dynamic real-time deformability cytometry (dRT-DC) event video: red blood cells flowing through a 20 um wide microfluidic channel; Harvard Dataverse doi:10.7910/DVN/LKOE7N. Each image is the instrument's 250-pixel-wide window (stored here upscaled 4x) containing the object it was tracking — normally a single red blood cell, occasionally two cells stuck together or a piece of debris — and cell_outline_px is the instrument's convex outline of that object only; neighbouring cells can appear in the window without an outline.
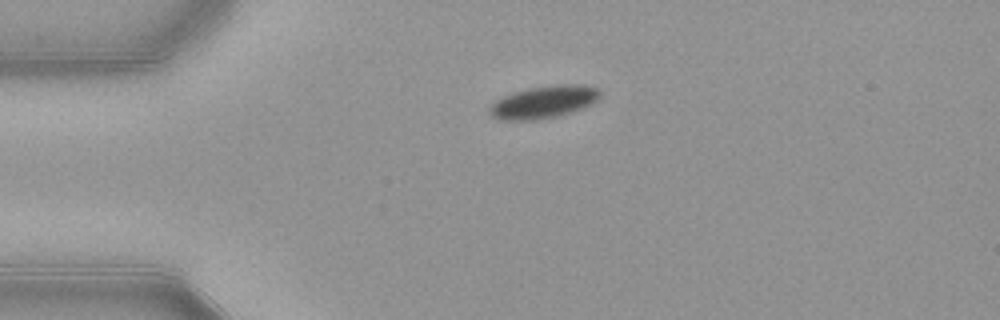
{"species": "common noctule bat (a hibernating species)", "species_latin": "Nyctalus noctula", "temperature_condition": "warm", "stored_images_in_passage": 42, "camera_frame_rate_fps": 3000, "um_per_image_px": 0.085, "animal": {"sex": "female", "body_mass_g": 21.9}, "frame": {"image": 1, "passage_image": 1, "time_ms": 0.0, "image_size_px": [1000, 320], "cell_outline_px": [[600, 96], [596, 100], [580, 108], [556, 116], [536, 120], [500, 120], [492, 116], [488, 112], [488, 108], [496, 100], [512, 92], [528, 88], [552, 84], [584, 84], [600, 88]], "centroid_in_image_um": [46.18, 8.65], "position_along_channel_um": 38.8, "area_um2": 20.87}}
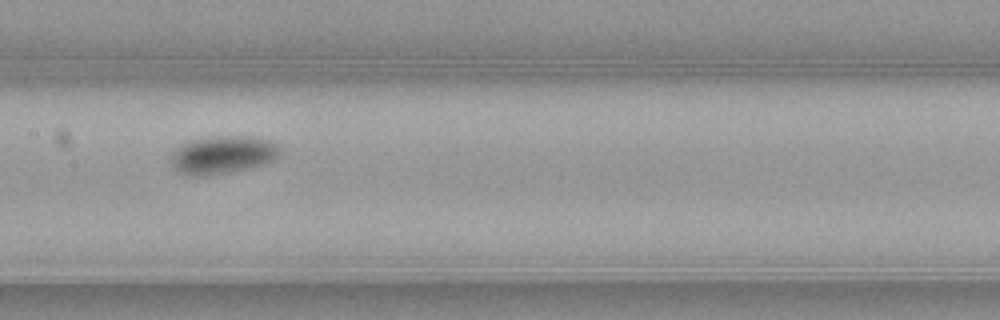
{"frame": {"image": 2, "passage_image": 15, "time_ms": 4.667, "image_size_px": [1000, 320], "cell_outline_px": [[280, 152], [272, 160], [260, 164], [244, 168], [224, 172], [192, 176], [180, 172], [172, 168], [168, 160], [172, 152], [180, 144], [188, 140], [208, 136], [252, 136], [272, 140], [280, 148]], "centroid_in_image_um": [18.84, 13.11], "position_along_channel_um": 188.6, "area_um2": 23.99}}
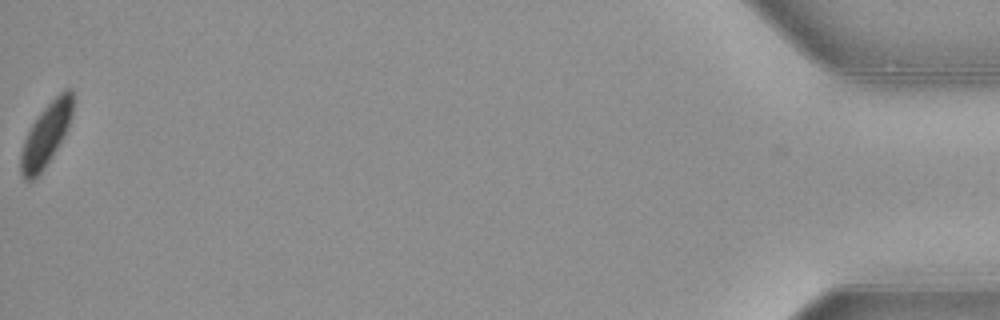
{"frame": {"image": 3, "passage_image": 42, "time_ms": 13.667, "image_size_px": [1000, 320], "cell_outline_px": [[72, 116], [64, 136], [52, 156], [44, 168], [32, 180], [24, 180], [20, 172], [20, 152], [24, 140], [32, 124], [40, 112], [64, 88], [72, 88]], "centroid_in_image_um": [3.9, 11.45], "position_along_channel_um": 431.3, "area_um2": 18.79}, "authors_computed_cell_mechanics": {"area_um2": 21.8484, "velocity_mm_per_s": 3.8647, "shape_relaxation_time_tau1_ms": 3.9349, "shape_relaxation_time_tau2_ms": null, "deformation_change_tau1": 0.0902, "deformation_change_tau2": null}}